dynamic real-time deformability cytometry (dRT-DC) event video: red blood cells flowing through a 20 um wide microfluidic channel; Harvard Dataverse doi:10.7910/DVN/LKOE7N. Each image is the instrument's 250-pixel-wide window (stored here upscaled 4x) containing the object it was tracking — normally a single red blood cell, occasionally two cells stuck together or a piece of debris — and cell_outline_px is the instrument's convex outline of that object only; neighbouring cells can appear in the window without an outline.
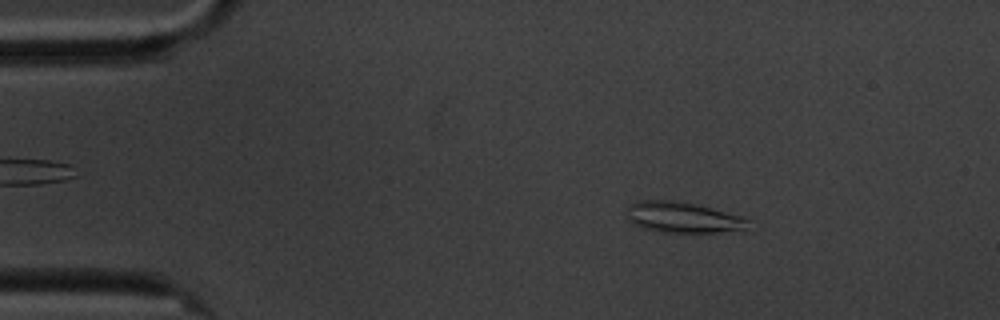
{"species": "common noctule bat (a hibernating species)", "species_latin": "Nyctalus noctula", "temperature_condition": "cold", "stored_images_in_passage": 58, "camera_frame_rate_fps": 3000, "um_per_image_px": 0.085, "animal": {"sex": "male", "body_mass_g": 20.1, "forearm_length_mm": 53.5}, "frame": {"image": 1, "passage_image": 9, "time_ms": 2.667, "image_size_px": [1000, 320], "cell_outline_px": [[748, 220], [744, 228], [716, 232], [660, 232], [640, 228], [632, 224], [628, 220], [628, 208], [636, 200], [672, 200], [692, 204], [744, 216]], "centroid_in_image_um": [57.95, 18.48], "position_along_channel_um": 27.1, "area_um2": 21.39}}
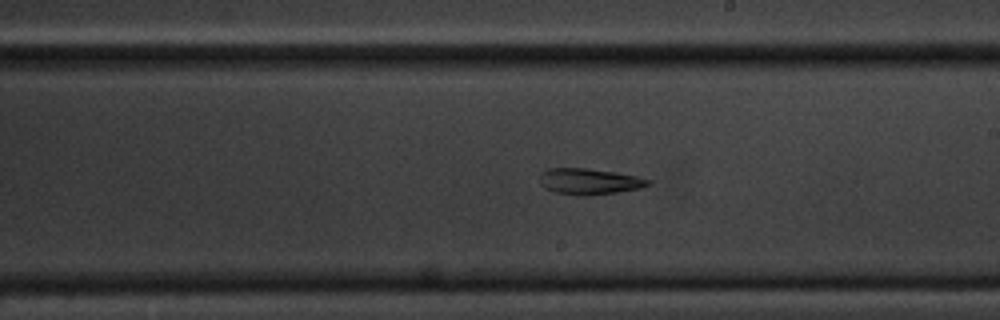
{"frame": {"image": 2, "passage_image": 33, "time_ms": 10.667, "image_size_px": [1000, 320], "cell_outline_px": [[652, 184], [640, 188], [616, 192], [584, 196], [576, 196], [556, 192], [544, 188], [540, 184], [540, 172], [548, 168], [584, 168], [616, 172], [636, 176], [652, 180]], "centroid_in_image_um": [50.07, 15.42], "position_along_channel_um": 238.9, "area_um2": 16.59}}
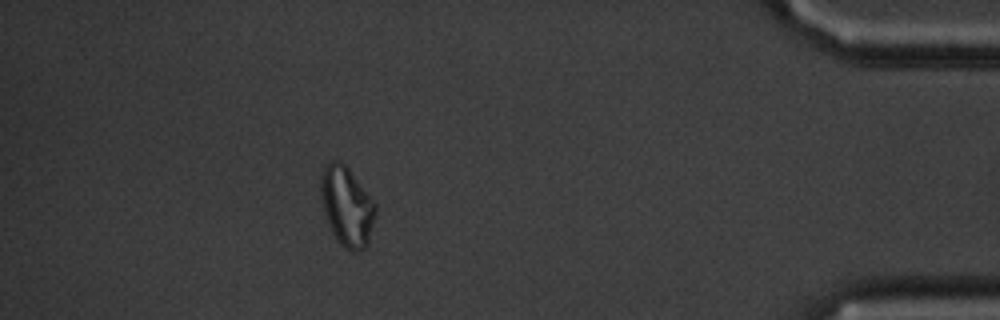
{"frame": {"image": 3, "passage_image": 52, "time_ms": 17.0, "image_size_px": [1000, 320], "cell_outline_px": [[376, 212], [368, 244], [360, 252], [352, 252], [344, 248], [336, 240], [328, 224], [320, 204], [320, 172], [332, 160], [340, 160], [348, 168], [376, 204]], "centroid_in_image_um": [29.45, 17.56], "position_along_channel_um": 405.8, "area_um2": 25.66}, "authors_computed_cell_mechanics": {"area_um2": 20.1433, "velocity_mm_per_s": 3.3957, "shape_relaxation_time_tau1_ms": null, "shape_relaxation_time_tau2_ms": 8.9383, "deformation_change_tau1": null, "deformation_change_tau2": 0.2148}}